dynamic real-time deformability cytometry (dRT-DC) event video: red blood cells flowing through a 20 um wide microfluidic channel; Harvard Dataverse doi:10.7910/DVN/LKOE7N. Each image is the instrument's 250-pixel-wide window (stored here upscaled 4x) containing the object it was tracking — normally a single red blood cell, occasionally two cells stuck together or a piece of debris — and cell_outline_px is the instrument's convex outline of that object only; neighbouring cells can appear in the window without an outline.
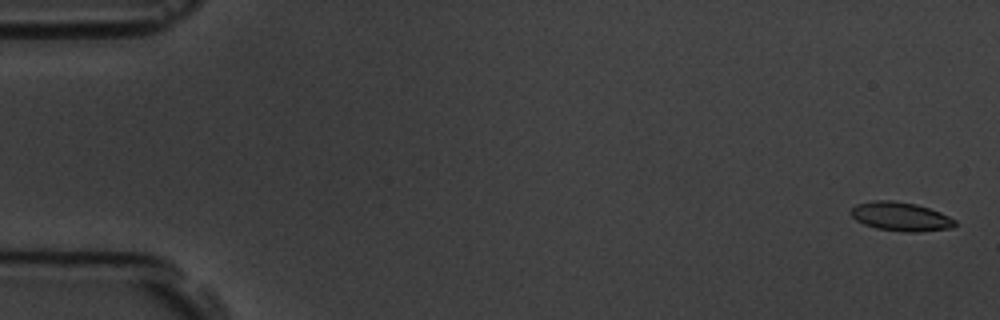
{"species": "common noctule bat (a hibernating species)", "species_latin": "Nyctalus noctula", "temperature_condition": "room temperature", "stored_images_in_passage": 5, "camera_frame_rate_fps": 3000, "um_per_image_px": 0.085, "animal": {"sex": "male", "body_mass_g": 19.5, "forearm_length_mm": 54.6}, "frame": {"image": 1, "passage_image": 1, "time_ms": 0.0, "image_size_px": [1000, 320], "cell_outline_px": [[956, 224], [952, 228], [916, 232], [904, 232], [876, 228], [864, 224], [856, 220], [848, 212], [856, 204], [876, 200], [892, 200], [916, 204], [940, 212], [956, 220]], "centroid_in_image_um": [76.54, 18.41], "position_along_channel_um": 8.5, "area_um2": 17.51}}
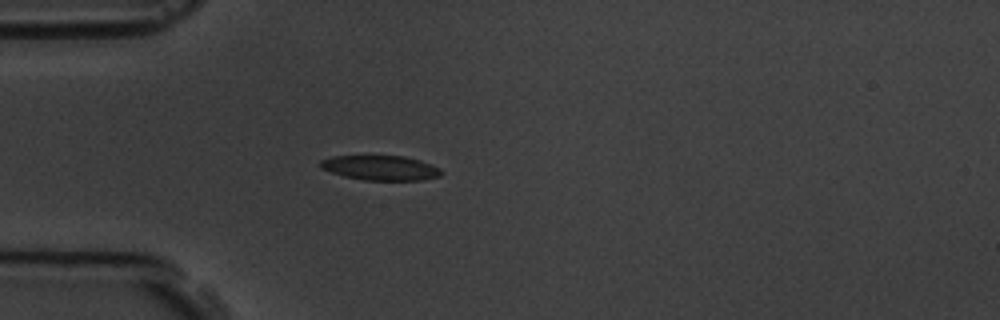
{"frame": {"image": 2, "passage_image": 5, "time_ms": 5.0, "image_size_px": [1000, 320], "cell_outline_px": [[444, 172], [440, 176], [424, 180], [364, 180], [344, 176], [320, 168], [320, 160], [332, 156], [404, 156], [420, 160], [440, 168]], "centroid_in_image_um": [32.37, 14.27], "position_along_channel_um": 52.6, "area_um2": 17.46}}